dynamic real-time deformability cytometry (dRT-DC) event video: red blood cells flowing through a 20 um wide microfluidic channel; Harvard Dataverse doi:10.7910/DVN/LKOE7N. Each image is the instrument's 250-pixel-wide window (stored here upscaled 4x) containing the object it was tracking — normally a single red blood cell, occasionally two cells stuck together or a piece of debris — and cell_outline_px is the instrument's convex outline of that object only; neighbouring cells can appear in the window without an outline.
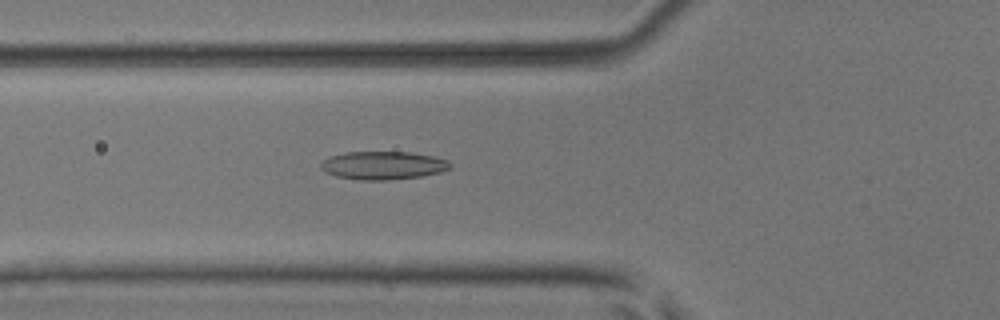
{"species": "common noctule bat (a hibernating species)", "species_latin": "Nyctalus noctula", "temperature_condition": "room temperature", "stored_images_in_passage": 42, "camera_frame_rate_fps": 3000, "um_per_image_px": 0.085, "animal": {"sex": "male", "body_mass_g": 17.9, "forearm_length_mm": 54.2}, "frame": {"image": 1, "passage_image": 10, "time_ms": 3.0, "image_size_px": [1000, 320], "cell_outline_px": [[452, 164], [448, 168], [440, 172], [420, 176], [388, 180], [360, 180], [336, 176], [324, 172], [320, 168], [320, 164], [328, 156], [348, 152], [412, 152], [432, 156], [448, 160]], "centroid_in_image_um": [32.53, 14.05], "position_along_channel_um": 93.3, "area_um2": 21.21}}
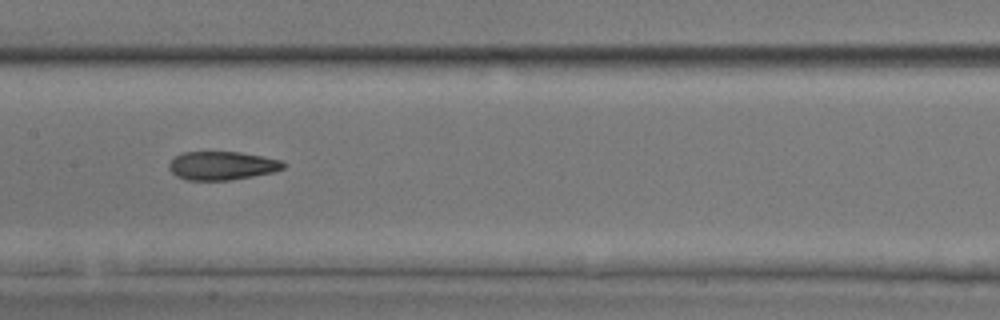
{"frame": {"image": 2, "passage_image": 17, "time_ms": 5.333, "image_size_px": [1000, 320], "cell_outline_px": [[288, 164], [284, 168], [272, 172], [252, 176], [228, 180], [188, 180], [176, 176], [168, 168], [168, 164], [176, 156], [184, 152], [240, 152], [264, 156], [284, 160]], "centroid_in_image_um": [18.92, 14.07], "position_along_channel_um": 188.5, "area_um2": 19.07}}
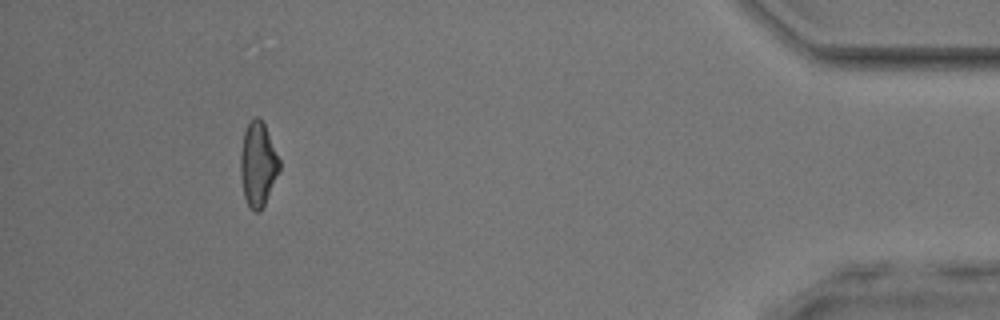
{"frame": {"image": 3, "passage_image": 38, "time_ms": 12.333, "image_size_px": [1000, 320], "cell_outline_px": [[280, 168], [264, 204], [260, 212], [256, 212], [248, 204], [244, 196], [240, 176], [240, 152], [244, 132], [248, 120], [256, 116], [264, 124], [280, 160]], "centroid_in_image_um": [21.9, 13.93], "position_along_channel_um": 413.3, "area_um2": 18.9}, "authors_computed_cell_mechanics": {"area_um2": 19.5942, "velocity_mm_per_s": 4.0807, "shape_relaxation_time_tau1_ms": null, "shape_relaxation_time_tau2_ms": 2.4716, "deformation_change_tau1": null, "deformation_change_tau2": 0.0966}}